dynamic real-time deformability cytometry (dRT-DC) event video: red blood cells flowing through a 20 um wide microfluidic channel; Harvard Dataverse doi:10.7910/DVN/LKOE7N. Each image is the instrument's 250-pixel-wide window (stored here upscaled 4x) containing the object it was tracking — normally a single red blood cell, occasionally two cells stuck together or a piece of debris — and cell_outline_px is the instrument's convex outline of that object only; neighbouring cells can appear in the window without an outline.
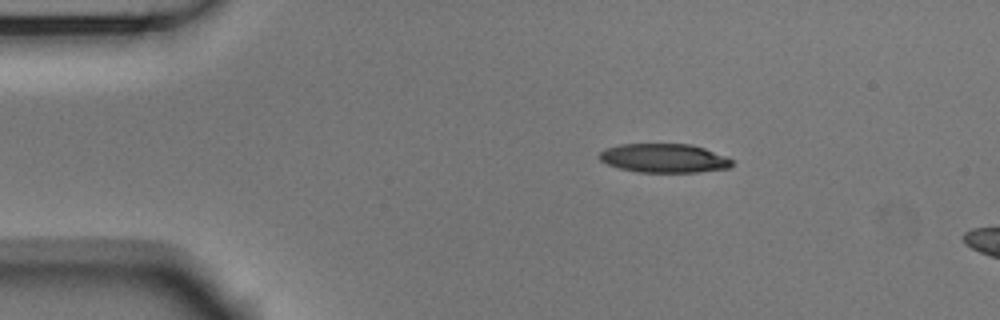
{"species": "Egyptian fruit bat (a non-hibernating species)", "species_latin": "Rousettus aegyptiacus", "temperature_condition": "room temperature", "stored_images_in_passage": 13, "camera_frame_rate_fps": 3000, "um_per_image_px": 0.085, "animal": {"sex": "male"}, "frame": {"image": 1, "passage_image": 8, "time_ms": 2.333, "image_size_px": [1000, 320], "cell_outline_px": [[732, 164], [728, 168], [700, 172], [640, 172], [620, 168], [608, 164], [600, 160], [596, 156], [604, 148], [620, 144], [692, 144], [704, 148], [724, 156], [732, 160]], "centroid_in_image_um": [56.4, 13.44], "position_along_channel_um": 28.6, "area_um2": 22.31}}